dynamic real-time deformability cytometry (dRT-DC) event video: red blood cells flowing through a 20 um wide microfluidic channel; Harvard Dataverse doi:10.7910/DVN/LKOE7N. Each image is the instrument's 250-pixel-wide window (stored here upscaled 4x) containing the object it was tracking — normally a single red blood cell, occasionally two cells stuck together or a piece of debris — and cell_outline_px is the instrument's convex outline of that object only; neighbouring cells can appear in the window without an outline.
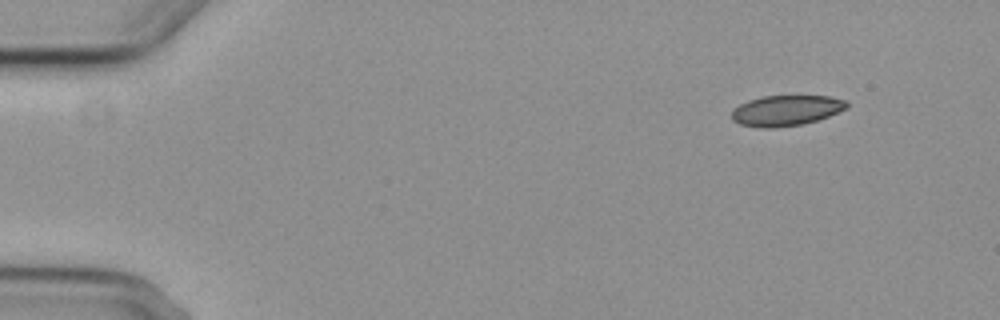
{"species": "common noctule bat (a hibernating species)", "species_latin": "Nyctalus noctula", "temperature_condition": "cold", "stored_images_in_passage": 6, "camera_frame_rate_fps": 3000, "um_per_image_px": 0.085, "animal": {"sex": "female", "body_mass_g": 29.2, "forearm_length_mm": 56.3}, "frame": {"image": 1, "passage_image": 1, "time_ms": 0.0, "image_size_px": [1000, 320], "cell_outline_px": [[848, 108], [828, 116], [816, 120], [800, 124], [772, 128], [760, 128], [740, 124], [732, 120], [732, 112], [740, 104], [748, 100], [764, 96], [828, 96], [848, 100]], "centroid_in_image_um": [66.83, 9.39], "position_along_channel_um": 18.2, "area_um2": 20.35}}
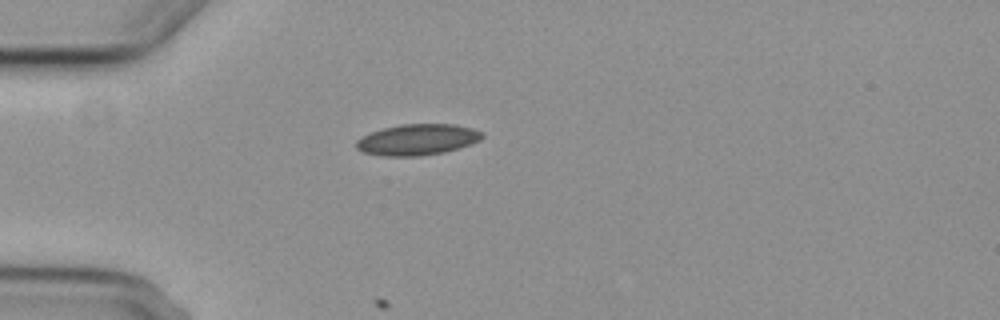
{"frame": {"image": 2, "passage_image": 4, "time_ms": 3.333, "image_size_px": [1000, 320], "cell_outline_px": [[484, 136], [480, 140], [472, 144], [444, 152], [420, 156], [380, 156], [364, 152], [356, 148], [356, 140], [360, 136], [384, 128], [400, 124], [456, 124], [472, 128], [484, 132]], "centroid_in_image_um": [35.49, 11.87], "position_along_channel_um": 49.5, "area_um2": 22.95}}